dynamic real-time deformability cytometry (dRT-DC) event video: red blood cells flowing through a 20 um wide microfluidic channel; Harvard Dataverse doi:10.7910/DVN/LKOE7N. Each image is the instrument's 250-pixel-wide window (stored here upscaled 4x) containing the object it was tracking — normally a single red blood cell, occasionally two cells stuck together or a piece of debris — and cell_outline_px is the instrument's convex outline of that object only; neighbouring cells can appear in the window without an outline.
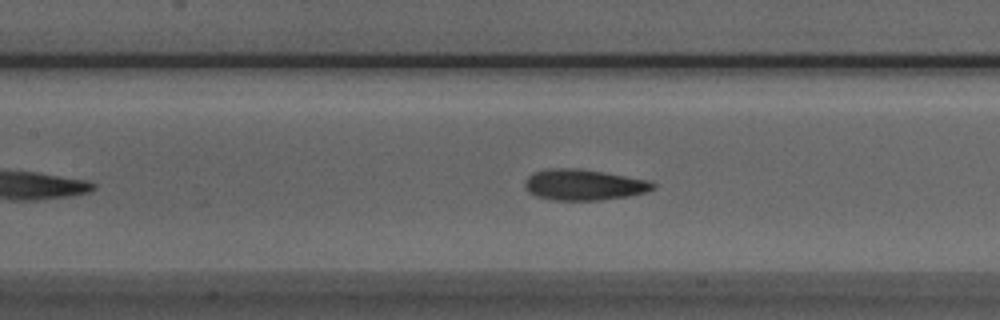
{"species": "Egyptian fruit bat (a non-hibernating species)", "species_latin": "Rousettus aegyptiacus", "temperature_condition": "room temperature", "stored_images_in_passage": 29, "camera_frame_rate_fps": 3000, "um_per_image_px": 0.085, "animal": {"sex": "male"}, "frame": {"image": 1, "passage_image": 14, "time_ms": 4.333, "image_size_px": [1000, 320], "cell_outline_px": [[656, 188], [644, 192], [628, 196], [600, 200], [552, 200], [536, 196], [528, 192], [524, 188], [524, 180], [528, 176], [536, 172], [548, 168], [580, 168], [604, 172], [648, 180], [656, 184]], "centroid_in_image_um": [49.59, 15.7], "position_along_channel_um": 157.8, "area_um2": 23.18}}
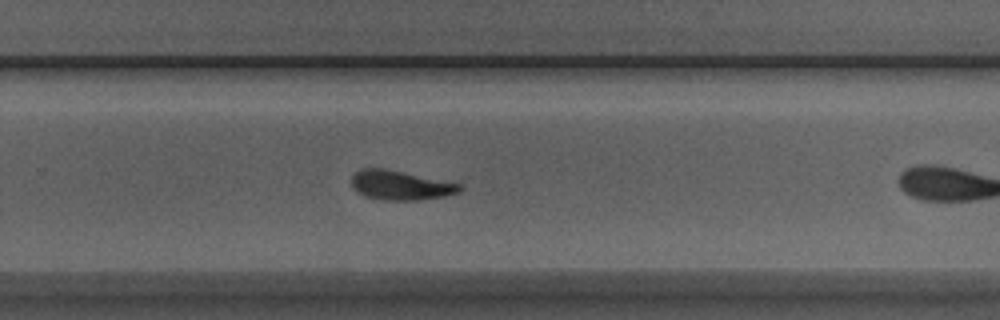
{"frame": {"image": 2, "passage_image": 21, "time_ms": 6.667, "image_size_px": [1000, 320], "cell_outline_px": [[464, 188], [460, 192], [444, 196], [420, 200], [380, 200], [364, 196], [356, 192], [352, 188], [352, 176], [360, 168], [384, 168], [460, 184]], "centroid_in_image_um": [34.0, 15.76], "position_along_channel_um": 295.8, "area_um2": 18.55}}
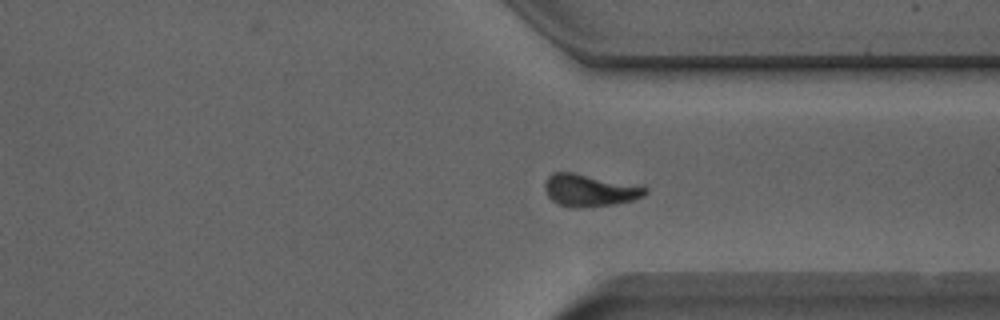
{"frame": {"image": 3, "passage_image": 26, "time_ms": 8.333, "image_size_px": [1000, 320], "cell_outline_px": [[648, 192], [644, 196], [632, 200], [612, 204], [584, 208], [568, 208], [552, 200], [548, 196], [544, 188], [544, 184], [548, 176], [552, 172], [572, 172], [648, 188]], "centroid_in_image_um": [50.06, 16.19], "position_along_channel_um": 361.3, "area_um2": 18.61}}